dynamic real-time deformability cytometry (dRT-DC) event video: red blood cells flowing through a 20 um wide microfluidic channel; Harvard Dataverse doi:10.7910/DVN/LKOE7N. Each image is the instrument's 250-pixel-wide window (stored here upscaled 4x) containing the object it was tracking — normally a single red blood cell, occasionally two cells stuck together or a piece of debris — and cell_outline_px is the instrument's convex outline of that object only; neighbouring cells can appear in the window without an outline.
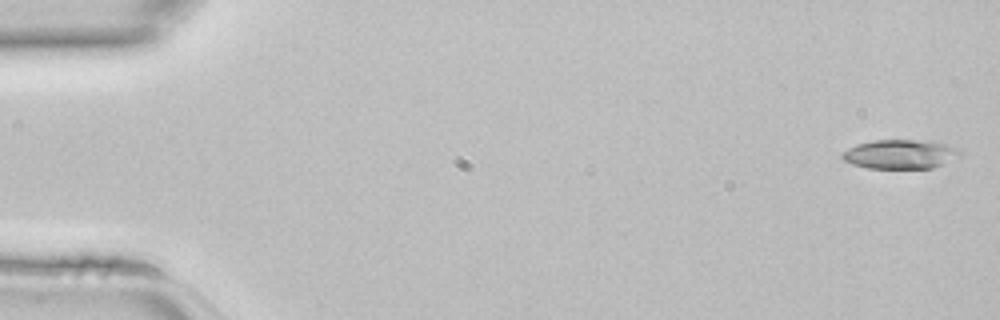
{"species": "common noctule bat (a hibernating species)", "species_latin": "Nyctalus noctula", "temperature_condition": "room temperature", "stored_images_in_passage": 45, "camera_frame_rate_fps": 3000, "um_per_image_px": 0.085, "animal": {"sex": "female", "body_mass_g": 22.7, "forearm_length_mm": 54.2}, "frame": {"image": 1, "passage_image": 1, "time_ms": 0.0, "image_size_px": [1000, 320], "cell_outline_px": [[960, 156], [932, 168], [868, 168], [852, 164], [844, 160], [840, 156], [840, 152], [856, 144], [872, 140], [932, 140], [956, 148], [960, 152]], "centroid_in_image_um": [76.46, 13.09], "position_along_channel_um": 8.5, "area_um2": 20.06}}
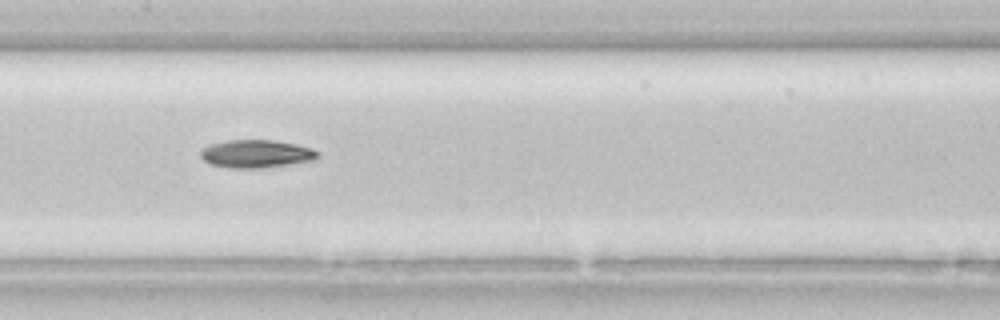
{"frame": {"image": 2, "passage_image": 22, "time_ms": 7.0, "image_size_px": [1000, 320], "cell_outline_px": [[320, 156], [316, 160], [264, 168], [228, 168], [212, 164], [204, 160], [200, 156], [200, 152], [204, 148], [212, 144], [228, 140], [272, 140], [296, 144], [312, 148], [320, 152]], "centroid_in_image_um": [21.84, 13.08], "position_along_channel_um": 185.6, "area_um2": 19.13}}
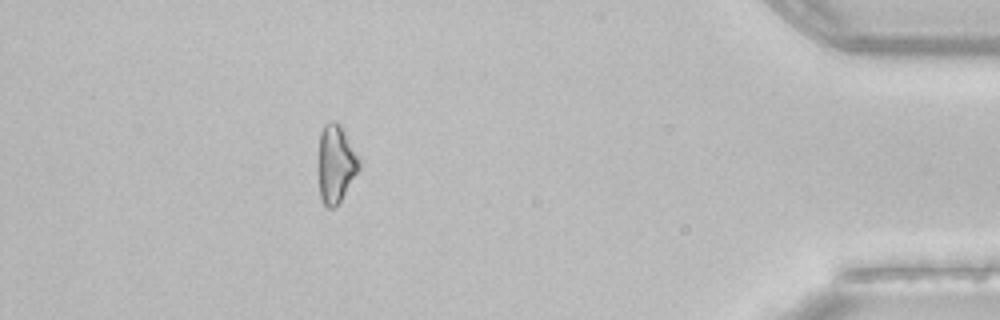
{"frame": {"image": 3, "passage_image": 40, "time_ms": 13.0, "image_size_px": [1000, 320], "cell_outline_px": [[360, 168], [340, 200], [332, 208], [328, 208], [324, 204], [320, 196], [316, 168], [316, 164], [320, 132], [324, 124], [332, 120], [336, 120], [344, 128], [360, 160]], "centroid_in_image_um": [28.5, 13.86], "position_along_channel_um": 406.7, "area_um2": 19.07}}